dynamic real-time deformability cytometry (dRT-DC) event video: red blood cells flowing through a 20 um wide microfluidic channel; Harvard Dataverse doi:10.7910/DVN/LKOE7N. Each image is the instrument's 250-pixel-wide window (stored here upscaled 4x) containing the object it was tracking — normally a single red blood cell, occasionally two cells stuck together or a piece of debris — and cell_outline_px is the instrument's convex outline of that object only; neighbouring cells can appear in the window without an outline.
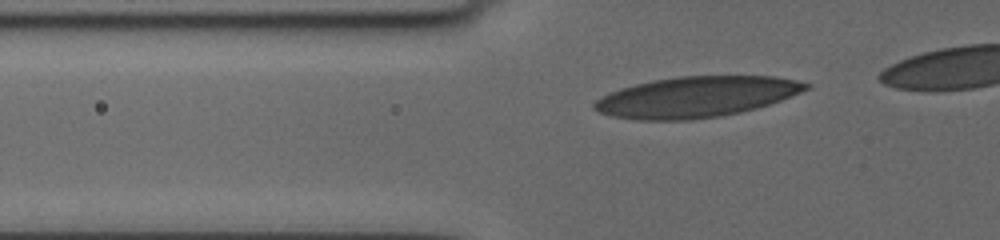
{"species": "human", "species_latin": "Homo sapiens", "temperature_condition": "cold", "stored_images_in_passage": 24, "camera_frame_rate_fps": 3000, "um_per_image_px": 0.085, "donor": {"sex": "female"}, "frame": {"image": 1, "passage_image": 9, "time_ms": 2.667, "image_size_px": [1000, 240], "cell_outline_px": [[812, 88], [780, 100], [756, 108], [740, 112], [720, 116], [688, 120], [640, 120], [612, 116], [600, 112], [592, 108], [592, 104], [600, 96], [608, 92], [620, 88], [652, 80], [676, 76], [776, 76], [796, 80], [812, 84]], "centroid_in_image_um": [59.17, 8.23], "position_along_channel_um": 66.6, "area_um2": 50.34}}
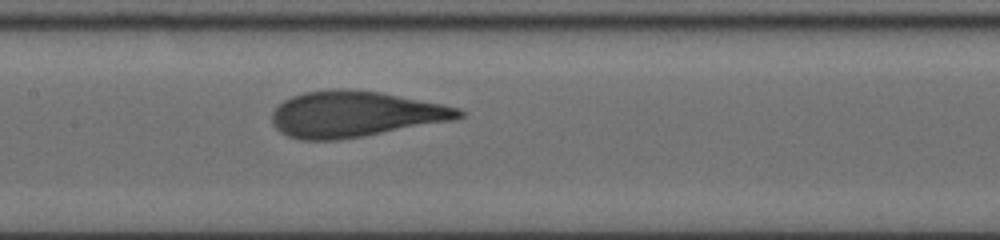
{"frame": {"image": 2, "passage_image": 19, "time_ms": 6.0, "image_size_px": [1000, 240], "cell_outline_px": [[464, 116], [452, 120], [360, 136], [336, 140], [300, 140], [288, 136], [280, 132], [276, 128], [272, 120], [272, 112], [284, 100], [292, 96], [304, 92], [332, 88], [348, 88], [380, 92], [444, 104], [460, 108], [464, 112]], "centroid_in_image_um": [30.15, 9.68], "position_along_channel_um": 177.2, "area_um2": 49.77}}
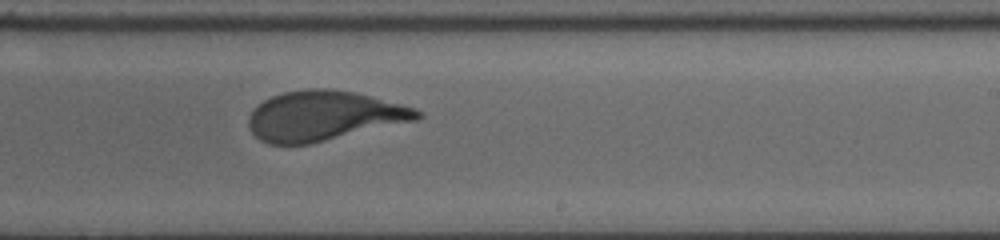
{"frame": {"image": 3, "passage_image": 24, "time_ms": 8.333, "image_size_px": [1000, 240], "cell_outline_px": [[424, 116], [416, 120], [308, 144], [268, 144], [260, 140], [252, 132], [248, 124], [248, 120], [252, 112], [264, 100], [272, 96], [284, 92], [308, 88], [332, 88], [356, 92], [416, 108], [424, 112]], "centroid_in_image_um": [27.55, 9.83], "position_along_channel_um": 261.5, "area_um2": 48.67}}